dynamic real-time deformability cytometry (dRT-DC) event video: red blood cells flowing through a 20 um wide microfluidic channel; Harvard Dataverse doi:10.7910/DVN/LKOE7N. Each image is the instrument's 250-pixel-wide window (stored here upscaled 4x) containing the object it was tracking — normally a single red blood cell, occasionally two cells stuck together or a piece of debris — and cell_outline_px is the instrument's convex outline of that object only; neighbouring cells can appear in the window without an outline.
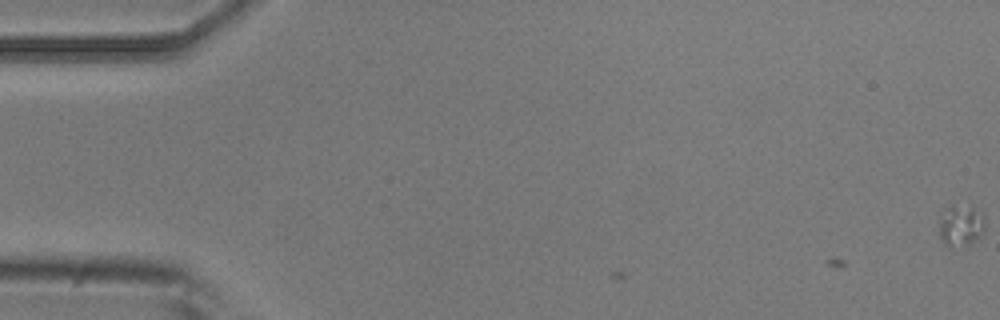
{"species": "common noctule bat (a hibernating species)", "species_latin": "Nyctalus noctula", "temperature_condition": "room temperature", "stored_images_in_passage": 2, "camera_frame_rate_fps": 3000, "um_per_image_px": 0.085, "animal": {"sex": "male", "body_mass_g": 20.5, "forearm_length_mm": 52.5}, "frame": {"image": 1, "passage_image": 2, "time_ms": 0.333, "image_size_px": [1000, 320], "cell_outline_px": [[984, 228], [980, 236], [968, 244], [944, 244], [940, 240], [940, 220], [948, 208], [972, 208], [984, 216]], "centroid_in_image_um": [81.68, 19.21], "position_along_channel_um": 3.3, "area_um2": 10.0}}